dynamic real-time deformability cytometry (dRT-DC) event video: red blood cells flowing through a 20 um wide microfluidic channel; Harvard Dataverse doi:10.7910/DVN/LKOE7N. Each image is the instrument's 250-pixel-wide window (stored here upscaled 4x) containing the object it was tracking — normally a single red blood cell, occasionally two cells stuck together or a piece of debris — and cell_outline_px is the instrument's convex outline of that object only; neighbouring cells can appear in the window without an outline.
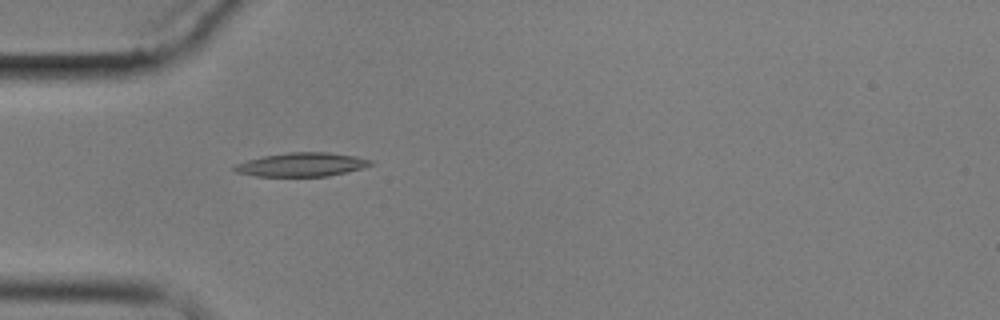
{"species": "common noctule bat (a hibernating species)", "species_latin": "Nyctalus noctula", "temperature_condition": "cold", "stored_images_in_passage": 3, "camera_frame_rate_fps": 3000, "um_per_image_px": 0.085, "animal": {"sex": "male", "body_mass_g": 17.9}, "frame": {"image": 1, "passage_image": 3, "time_ms": 2.333, "image_size_px": [1000, 320], "cell_outline_px": [[376, 164], [364, 168], [328, 176], [256, 176], [236, 172], [232, 168], [236, 164], [248, 160], [264, 156], [288, 152], [328, 152], [356, 156], [372, 160]], "centroid_in_image_um": [25.71, 13.99], "position_along_channel_um": 59.3, "area_um2": 18.9}}